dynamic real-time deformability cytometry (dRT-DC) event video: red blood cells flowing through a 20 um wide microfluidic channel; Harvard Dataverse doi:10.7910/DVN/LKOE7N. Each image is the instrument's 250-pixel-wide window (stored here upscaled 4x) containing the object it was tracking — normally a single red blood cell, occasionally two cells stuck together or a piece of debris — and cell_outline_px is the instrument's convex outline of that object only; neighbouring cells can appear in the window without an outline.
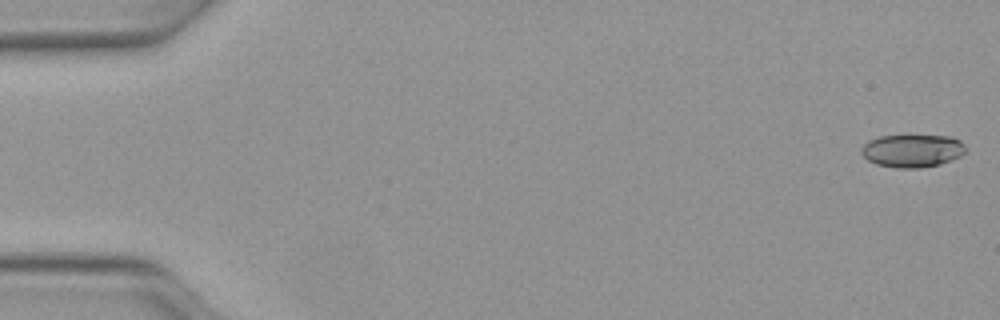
{"species": "Egyptian fruit bat (a non-hibernating species)", "species_latin": "Rousettus aegyptiacus", "temperature_condition": "warm", "stored_images_in_passage": 50, "camera_frame_rate_fps": 3000, "um_per_image_px": 0.085, "animal": {"sex": "female"}, "frame": {"image": 1, "passage_image": 1, "time_ms": 0.0, "image_size_px": [1000, 320], "cell_outline_px": [[968, 148], [960, 156], [952, 160], [940, 164], [920, 168], [896, 168], [876, 164], [868, 160], [860, 152], [860, 148], [868, 140], [880, 136], [952, 136], [960, 140]], "centroid_in_image_um": [77.55, 12.81], "position_along_channel_um": 7.4, "area_um2": 20.11}}
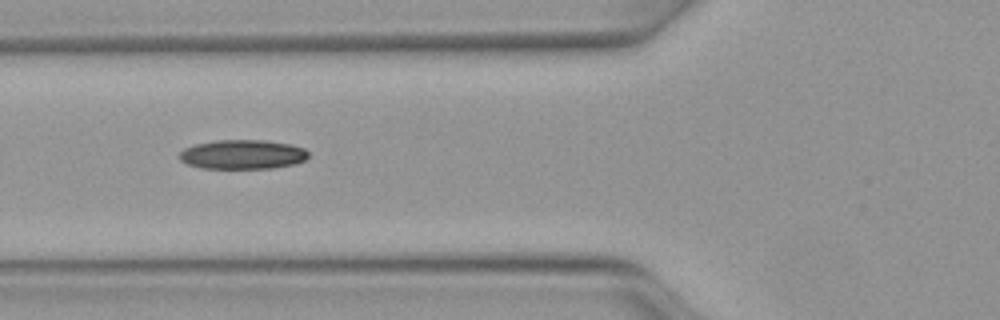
{"frame": {"image": 2, "passage_image": 19, "time_ms": 6.0, "image_size_px": [1000, 320], "cell_outline_px": [[308, 156], [304, 160], [292, 164], [272, 168], [200, 168], [188, 164], [180, 160], [180, 152], [184, 148], [196, 144], [216, 140], [264, 140], [292, 144], [304, 148], [308, 152]], "centroid_in_image_um": [20.62, 13.12], "position_along_channel_um": 105.2, "area_um2": 21.96}}
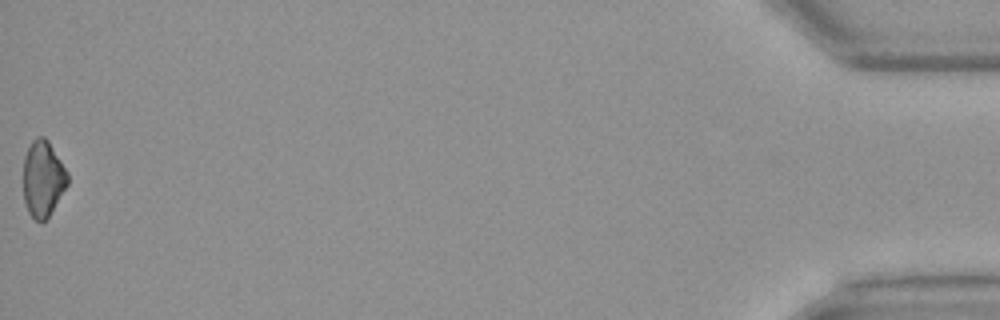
{"frame": {"image": 3, "passage_image": 50, "time_ms": 16.333, "image_size_px": [1000, 320], "cell_outline_px": [[68, 184], [48, 216], [40, 224], [28, 212], [24, 200], [24, 156], [32, 140], [36, 136], [44, 136], [48, 140], [68, 172]], "centroid_in_image_um": [3.65, 15.17], "position_along_channel_um": 431.6, "area_um2": 19.54}, "authors_computed_cell_mechanics": {"area_um2": 20.9236, "velocity_mm_per_s": 4.1294, "shape_relaxation_time_tau1_ms": 10.6724, "shape_relaxation_time_tau2_ms": null, "deformation_change_tau1": 0.2007, "deformation_change_tau2": null}}